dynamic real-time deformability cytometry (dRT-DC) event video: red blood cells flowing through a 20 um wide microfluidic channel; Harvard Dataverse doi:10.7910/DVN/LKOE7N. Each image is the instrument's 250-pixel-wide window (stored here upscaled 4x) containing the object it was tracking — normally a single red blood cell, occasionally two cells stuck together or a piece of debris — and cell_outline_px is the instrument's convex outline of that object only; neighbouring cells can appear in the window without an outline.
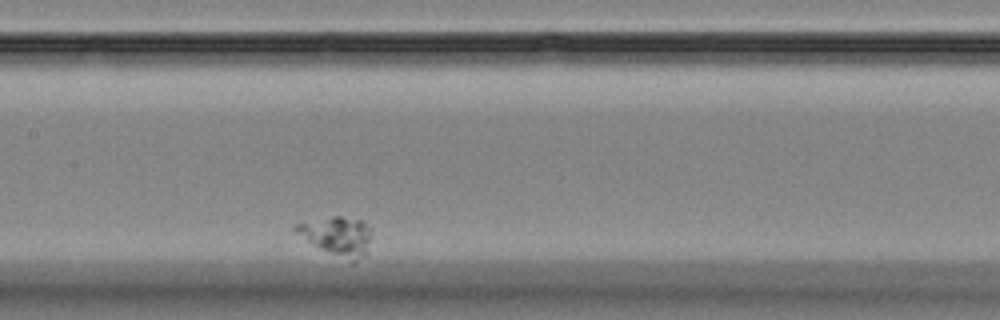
{"species": "Egyptian fruit bat (a non-hibernating species)", "species_latin": "Rousettus aegyptiacus", "temperature_condition": "room temperature", "stored_images_in_passage": 7, "segment_of_instrument_passage": [1, 2], "camera_frame_rate_fps": 3000, "um_per_image_px": 0.085, "animal": {"sex": "female"}, "frame": {"image": 1, "passage_image": 6, "time_ms": 5.667, "image_size_px": [1000, 320], "cell_outline_px": [[372, 232], [368, 252], [364, 256], [352, 264], [312, 244], [296, 232], [292, 228], [296, 224], [332, 216], [340, 216], [364, 220], [372, 228]], "centroid_in_image_um": [28.75, 20.08], "position_along_channel_um": 178.6, "area_um2": 17.46}}